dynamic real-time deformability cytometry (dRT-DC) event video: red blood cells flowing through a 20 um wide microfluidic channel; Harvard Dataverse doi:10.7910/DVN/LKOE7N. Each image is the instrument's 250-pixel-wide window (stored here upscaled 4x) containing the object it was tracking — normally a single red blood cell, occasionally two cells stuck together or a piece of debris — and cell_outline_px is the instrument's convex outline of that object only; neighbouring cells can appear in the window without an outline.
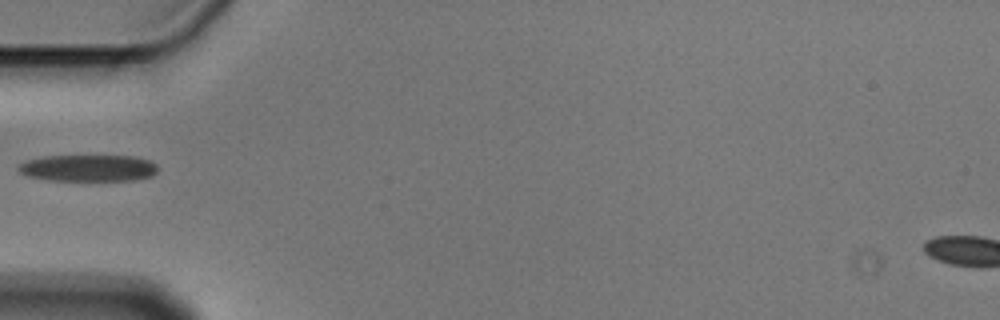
{"species": "Egyptian fruit bat (a non-hibernating species)", "species_latin": "Rousettus aegyptiacus", "temperature_condition": "cold", "stored_images_in_passage": 2, "camera_frame_rate_fps": 3000, "um_per_image_px": 0.085, "animal": {"sex": "male"}, "frame": {"image": 1, "passage_image": 1, "time_ms": 0.0, "image_size_px": [1000, 320], "cell_outline_px": [[156, 172], [152, 176], [136, 180], [48, 180], [24, 176], [16, 168], [20, 164], [28, 160], [44, 156], [132, 156], [148, 160], [156, 164]], "centroid_in_image_um": [7.47, 14.29], "position_along_channel_um": 77.5, "area_um2": 21.62}}
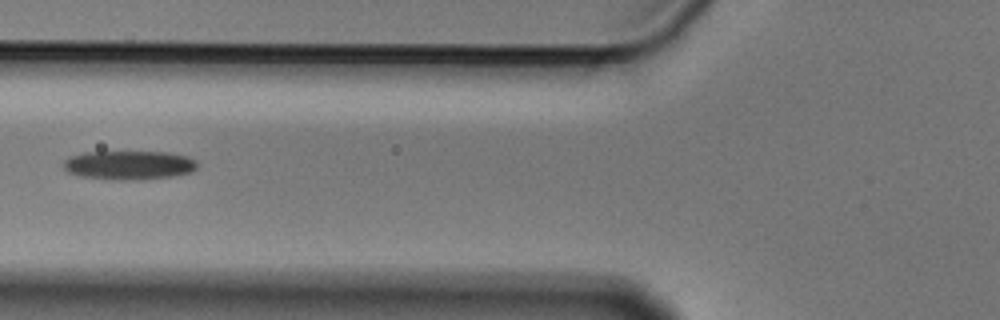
{"frame": {"image": 2, "passage_image": 2, "time_ms": 0.333, "image_size_px": [1000, 320], "cell_outline_px": [[196, 168], [192, 172], [172, 176], [144, 180], [116, 180], [80, 176], [68, 172], [64, 168], [64, 160], [68, 156], [84, 152], [168, 152], [188, 156], [196, 160]], "centroid_in_image_um": [10.97, 14.04], "position_along_channel_um": 114.8, "area_um2": 22.77}}